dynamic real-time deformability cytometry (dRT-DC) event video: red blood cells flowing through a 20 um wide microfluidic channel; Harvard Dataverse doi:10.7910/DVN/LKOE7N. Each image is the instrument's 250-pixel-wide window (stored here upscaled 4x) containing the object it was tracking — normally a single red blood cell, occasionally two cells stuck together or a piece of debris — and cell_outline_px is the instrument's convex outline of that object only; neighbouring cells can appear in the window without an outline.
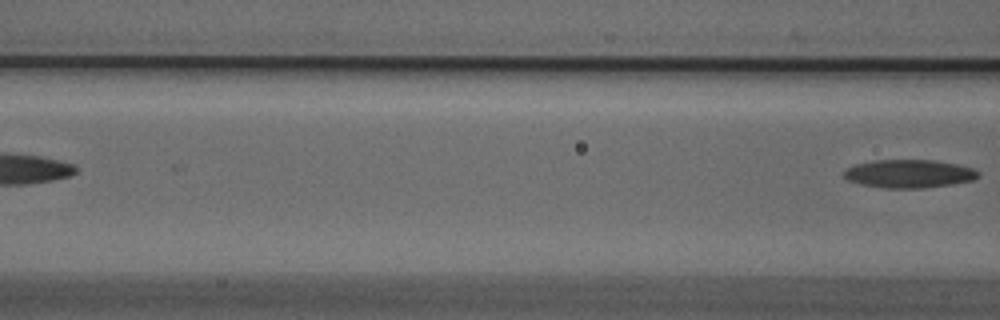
{"species": "Egyptian fruit bat (a non-hibernating species)", "species_latin": "Rousettus aegyptiacus", "temperature_condition": "cold", "stored_images_in_passage": 3, "camera_frame_rate_fps": 3000, "um_per_image_px": 0.085, "animal": {"sex": "male"}, "frame": {"image": 1, "passage_image": 3, "time_ms": 0.667, "image_size_px": [1000, 320], "cell_outline_px": [[980, 176], [972, 180], [952, 184], [924, 188], [884, 188], [860, 184], [848, 180], [840, 172], [844, 168], [856, 164], [876, 160], [932, 160], [956, 164], [972, 168], [980, 172]], "centroid_in_image_um": [77.23, 14.77], "position_along_channel_um": 89.4, "area_um2": 22.2}}